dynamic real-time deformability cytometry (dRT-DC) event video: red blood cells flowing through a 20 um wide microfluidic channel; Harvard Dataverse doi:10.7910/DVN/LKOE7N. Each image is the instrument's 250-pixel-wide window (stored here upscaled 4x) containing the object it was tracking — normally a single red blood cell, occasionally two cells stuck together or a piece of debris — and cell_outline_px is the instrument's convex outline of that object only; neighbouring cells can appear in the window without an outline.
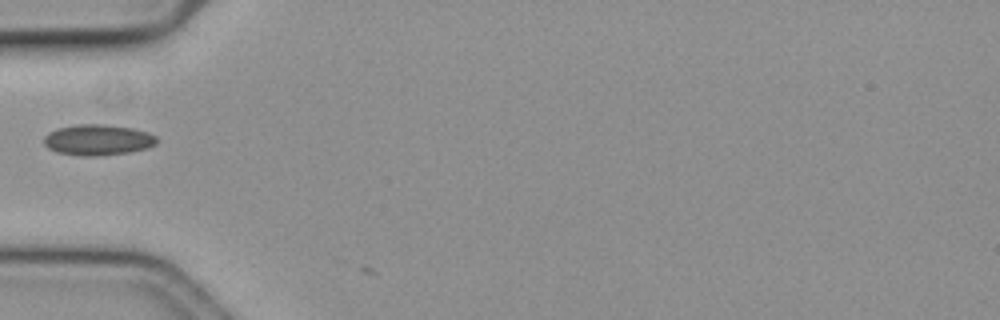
{"species": "common noctule bat (a hibernating species)", "species_latin": "Nyctalus noctula", "temperature_condition": "cold", "stored_images_in_passage": 5, "camera_frame_rate_fps": 3000, "um_per_image_px": 0.085, "animal": {"sex": "female", "body_mass_g": 19.3, "forearm_length_mm": 54.1}, "frame": {"image": 1, "passage_image": 1, "time_ms": 0.0, "image_size_px": [1000, 320], "cell_outline_px": [[160, 140], [156, 144], [148, 148], [128, 152], [96, 156], [80, 156], [56, 152], [48, 148], [44, 144], [44, 136], [48, 132], [56, 128], [76, 124], [104, 124], [132, 128], [148, 132], [156, 136]], "centroid_in_image_um": [8.31, 11.88], "position_along_channel_um": 76.7, "area_um2": 20.52}}
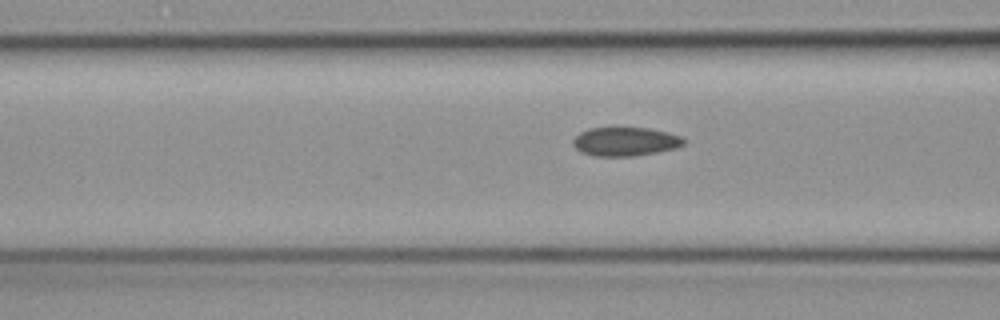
{"frame": {"image": 2, "passage_image": 4, "time_ms": 1.0, "image_size_px": [1000, 320], "cell_outline_px": [[688, 140], [684, 144], [676, 148], [636, 156], [592, 156], [580, 152], [572, 144], [572, 140], [580, 132], [588, 128], [648, 128], [668, 132], [684, 136]], "centroid_in_image_um": [53.17, 12.03], "position_along_channel_um": 113.4, "area_um2": 18.84}}